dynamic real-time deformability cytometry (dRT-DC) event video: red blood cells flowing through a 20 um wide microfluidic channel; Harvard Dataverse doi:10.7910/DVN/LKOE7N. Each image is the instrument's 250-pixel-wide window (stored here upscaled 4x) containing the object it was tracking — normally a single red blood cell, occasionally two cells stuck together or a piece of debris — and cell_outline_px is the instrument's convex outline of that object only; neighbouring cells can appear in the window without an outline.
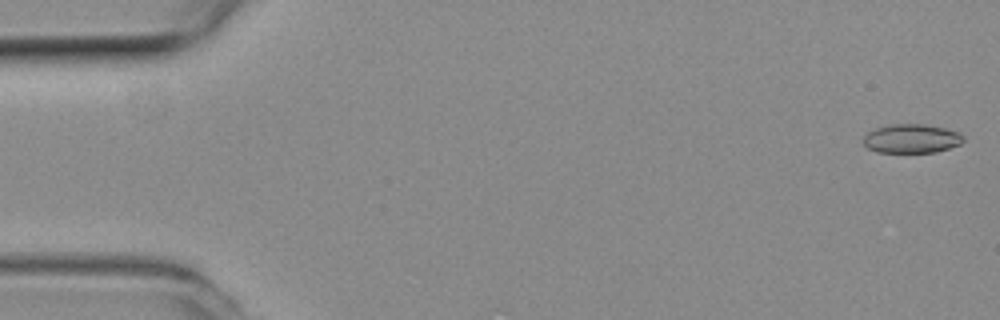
{"species": "common noctule bat (a hibernating species)", "species_latin": "Nyctalus noctula", "temperature_condition": "room temperature", "stored_images_in_passage": 50, "camera_frame_rate_fps": 3000, "um_per_image_px": 0.085, "animal": {"sex": "female", "body_mass_g": 19.3, "forearm_length_mm": 54.1}, "frame": {"image": 1, "passage_image": 1, "time_ms": 0.0, "image_size_px": [1000, 320], "cell_outline_px": [[964, 140], [960, 144], [936, 152], [876, 152], [868, 148], [864, 144], [864, 136], [868, 132], [876, 128], [892, 124], [924, 124], [944, 128], [960, 132], [964, 136]], "centroid_in_image_um": [77.5, 11.78], "position_along_channel_um": 7.5, "area_um2": 16.82}}
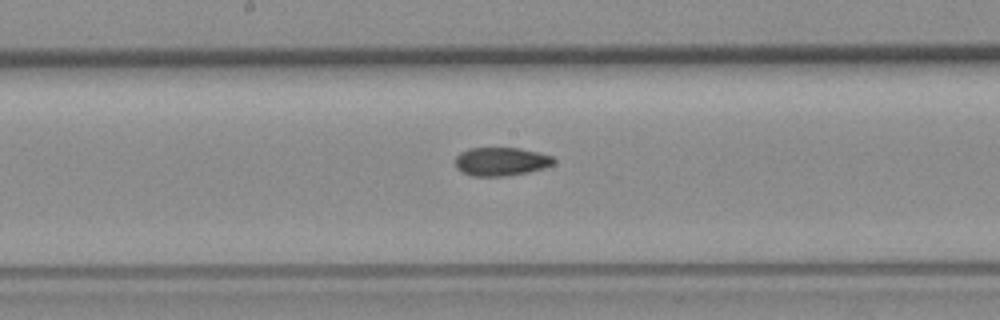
{"frame": {"image": 2, "passage_image": 27, "time_ms": 8.667, "image_size_px": [1000, 320], "cell_outline_px": [[556, 164], [544, 168], [528, 172], [504, 176], [472, 176], [460, 172], [456, 168], [456, 156], [460, 152], [468, 148], [520, 148], [540, 152], [552, 156], [556, 160]], "centroid_in_image_um": [42.61, 13.73], "position_along_channel_um": 205.6, "area_um2": 16.59}}
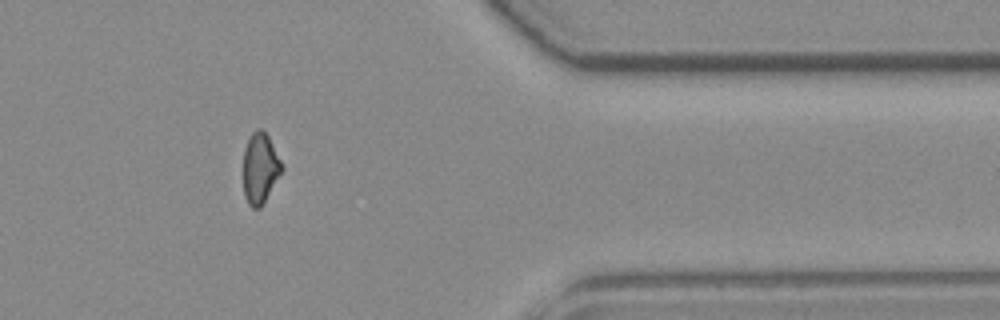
{"frame": {"image": 3, "passage_image": 43, "time_ms": 14.0, "image_size_px": [1000, 320], "cell_outline_px": [[284, 168], [260, 208], [252, 208], [248, 204], [244, 196], [244, 148], [252, 132], [256, 128], [260, 128], [268, 136]], "centroid_in_image_um": [22.1, 14.3], "position_along_channel_um": 389.3, "area_um2": 15.61}}